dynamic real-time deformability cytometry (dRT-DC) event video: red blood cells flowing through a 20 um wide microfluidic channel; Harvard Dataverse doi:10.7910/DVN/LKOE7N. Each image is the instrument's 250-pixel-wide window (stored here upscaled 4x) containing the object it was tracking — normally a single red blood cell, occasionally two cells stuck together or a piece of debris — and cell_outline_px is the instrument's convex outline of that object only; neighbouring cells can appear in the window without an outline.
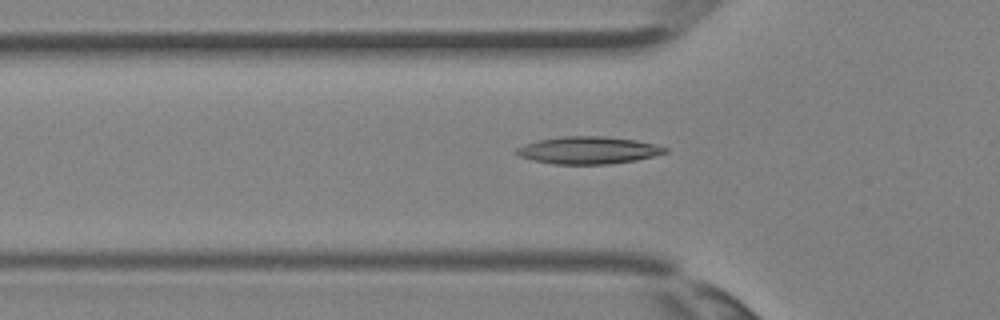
{"species": "Egyptian fruit bat (a non-hibernating species)", "species_latin": "Rousettus aegyptiacus", "temperature_condition": "room temperature", "stored_images_in_passage": 32, "camera_frame_rate_fps": 3000, "um_per_image_px": 0.085, "animal": {"sex": "female"}, "frame": {"image": 1, "passage_image": 11, "time_ms": 3.333, "image_size_px": [1000, 320], "cell_outline_px": [[668, 152], [636, 160], [608, 164], [552, 164], [532, 160], [520, 156], [516, 152], [516, 148], [524, 144], [540, 140], [564, 136], [604, 136], [636, 140], [656, 144], [668, 148]], "centroid_in_image_um": [50.02, 12.77], "position_along_channel_um": 75.8, "area_um2": 23.58}}
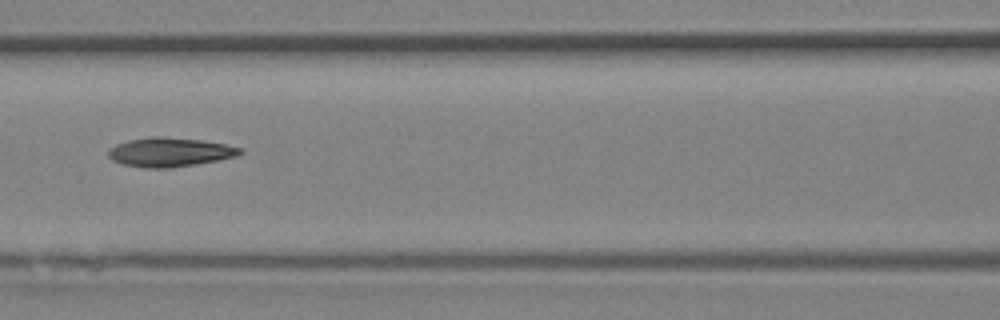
{"frame": {"image": 2, "passage_image": 15, "time_ms": 4.667, "image_size_px": [1000, 320], "cell_outline_px": [[244, 152], [236, 156], [196, 164], [168, 168], [144, 168], [124, 164], [112, 160], [108, 156], [108, 148], [116, 144], [128, 140], [152, 136], [160, 136], [200, 140], [224, 144], [240, 148]], "centroid_in_image_um": [14.38, 12.93], "position_along_channel_um": 152.2, "area_um2": 22.2}}
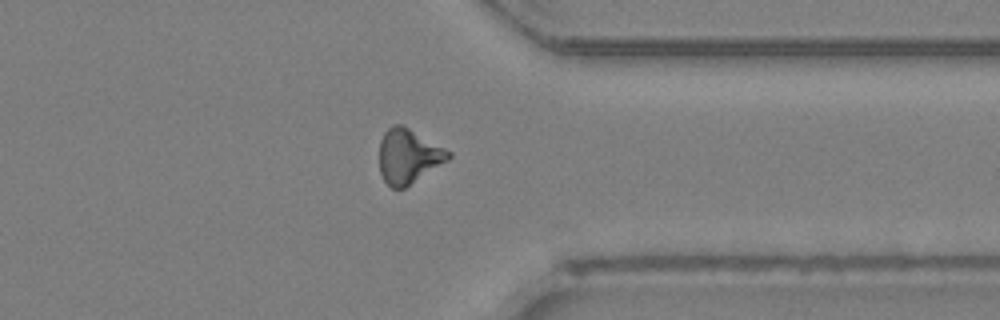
{"frame": {"image": 3, "passage_image": 27, "time_ms": 8.667, "image_size_px": [1000, 320], "cell_outline_px": [[452, 156], [448, 160], [404, 188], [392, 188], [384, 180], [380, 172], [380, 140], [384, 132], [392, 124], [400, 124], [408, 128], [452, 152]], "centroid_in_image_um": [34.7, 13.27], "position_along_channel_um": 376.7, "area_um2": 21.62}}